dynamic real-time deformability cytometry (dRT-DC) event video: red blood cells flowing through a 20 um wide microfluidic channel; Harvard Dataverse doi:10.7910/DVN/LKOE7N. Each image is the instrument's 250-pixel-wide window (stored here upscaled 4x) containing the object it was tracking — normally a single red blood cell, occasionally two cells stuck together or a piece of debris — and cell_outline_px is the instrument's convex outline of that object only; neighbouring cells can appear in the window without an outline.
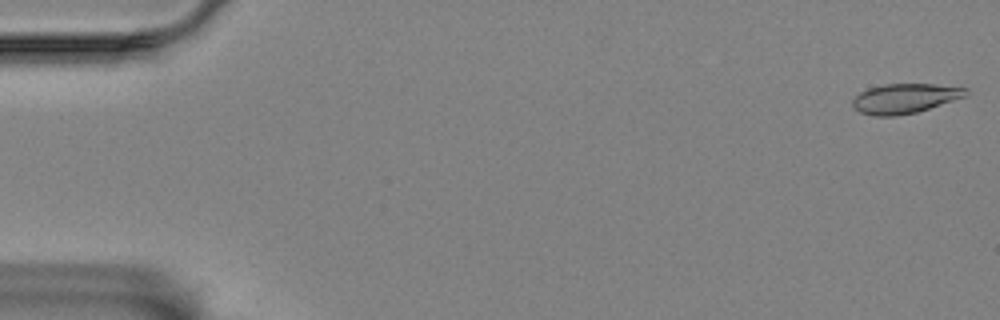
{"species": "Egyptian fruit bat (a non-hibernating species)", "species_latin": "Rousettus aegyptiacus", "temperature_condition": "room temperature", "stored_images_in_passage": 13, "camera_frame_rate_fps": 3000, "um_per_image_px": 0.085, "animal": {"sex": "female"}, "frame": {"image": 1, "passage_image": 1, "time_ms": 0.0, "image_size_px": [1000, 320], "cell_outline_px": [[968, 92], [964, 96], [916, 112], [896, 116], [872, 116], [860, 112], [852, 108], [852, 100], [860, 92], [868, 88], [884, 84], [936, 84], [968, 88]], "centroid_in_image_um": [76.85, 8.37], "position_along_channel_um": 8.2, "area_um2": 19.48}}